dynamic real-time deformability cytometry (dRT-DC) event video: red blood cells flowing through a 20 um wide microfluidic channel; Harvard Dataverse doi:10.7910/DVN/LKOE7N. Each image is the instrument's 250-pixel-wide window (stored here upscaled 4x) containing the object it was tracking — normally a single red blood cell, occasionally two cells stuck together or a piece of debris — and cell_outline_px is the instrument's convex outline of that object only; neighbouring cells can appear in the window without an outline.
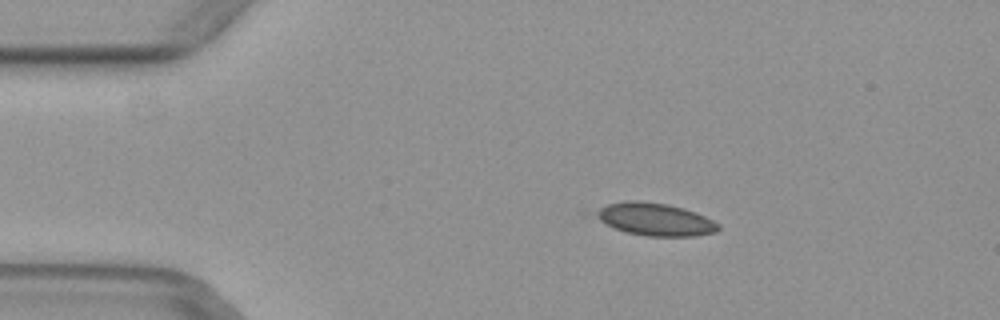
{"species": "common noctule bat (a hibernating species)", "species_latin": "Nyctalus noctula", "temperature_condition": "warm", "stored_images_in_passage": 49, "camera_frame_rate_fps": 3000, "um_per_image_px": 0.085, "animal": {"sex": "female", "body_mass_g": 29.2, "forearm_length_mm": 56.3}, "frame": {"image": 1, "passage_image": 9, "time_ms": 2.667, "image_size_px": [1000, 320], "cell_outline_px": [[720, 228], [716, 232], [696, 236], [648, 236], [624, 232], [584, 216], [580, 212], [580, 208], [632, 200], [636, 200], [668, 204], [684, 208], [696, 212], [720, 224]], "centroid_in_image_um": [55.36, 18.61], "position_along_channel_um": 29.6, "area_um2": 24.85}}
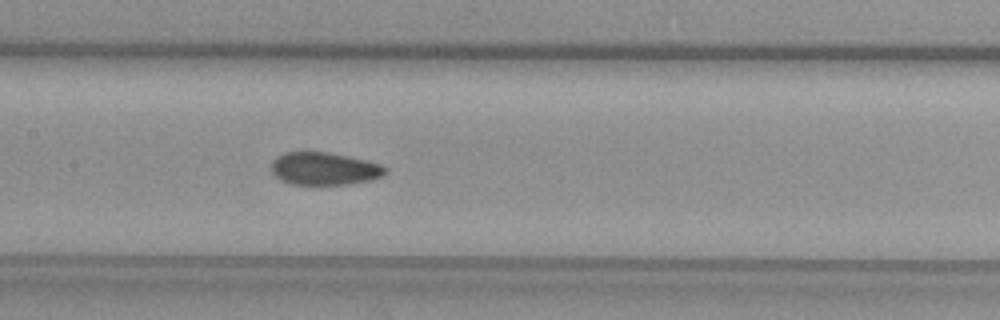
{"frame": {"image": 2, "passage_image": 24, "time_ms": 7.667, "image_size_px": [1000, 320], "cell_outline_px": [[388, 172], [384, 176], [372, 180], [348, 184], [292, 184], [280, 180], [272, 172], [272, 160], [276, 156], [284, 152], [328, 152], [348, 156], [380, 164], [388, 168]], "centroid_in_image_um": [27.58, 14.34], "position_along_channel_um": 179.8, "area_um2": 21.79}}
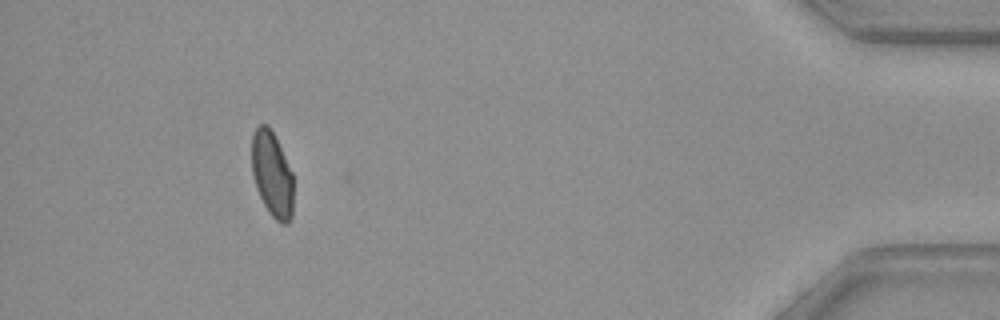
{"frame": {"image": 3, "passage_image": 46, "time_ms": 15.0, "image_size_px": [1000, 320], "cell_outline_px": [[292, 216], [288, 224], [280, 224], [268, 212], [256, 188], [252, 172], [252, 136], [256, 128], [260, 124], [268, 124], [292, 172]], "centroid_in_image_um": [23.12, 14.84], "position_along_channel_um": 412.1, "area_um2": 20.46}}